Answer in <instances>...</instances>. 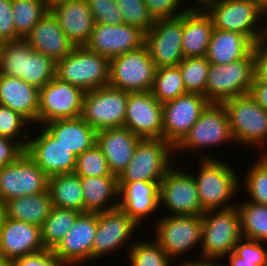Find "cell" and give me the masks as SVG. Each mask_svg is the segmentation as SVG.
<instances>
[{
  "label": "cell",
  "mask_w": 267,
  "mask_h": 266,
  "mask_svg": "<svg viewBox=\"0 0 267 266\" xmlns=\"http://www.w3.org/2000/svg\"><path fill=\"white\" fill-rule=\"evenodd\" d=\"M128 94L109 85L85 92L81 118L96 131L123 127Z\"/></svg>",
  "instance_id": "obj_10"
},
{
  "label": "cell",
  "mask_w": 267,
  "mask_h": 266,
  "mask_svg": "<svg viewBox=\"0 0 267 266\" xmlns=\"http://www.w3.org/2000/svg\"><path fill=\"white\" fill-rule=\"evenodd\" d=\"M254 47L255 44L245 35L214 29L205 57L211 64L224 65L246 58Z\"/></svg>",
  "instance_id": "obj_31"
},
{
  "label": "cell",
  "mask_w": 267,
  "mask_h": 266,
  "mask_svg": "<svg viewBox=\"0 0 267 266\" xmlns=\"http://www.w3.org/2000/svg\"><path fill=\"white\" fill-rule=\"evenodd\" d=\"M119 206L138 225L159 208V183L135 181L118 183Z\"/></svg>",
  "instance_id": "obj_27"
},
{
  "label": "cell",
  "mask_w": 267,
  "mask_h": 266,
  "mask_svg": "<svg viewBox=\"0 0 267 266\" xmlns=\"http://www.w3.org/2000/svg\"><path fill=\"white\" fill-rule=\"evenodd\" d=\"M151 241V242H150ZM150 241H136L128 246V258L131 266H171V258L154 238Z\"/></svg>",
  "instance_id": "obj_39"
},
{
  "label": "cell",
  "mask_w": 267,
  "mask_h": 266,
  "mask_svg": "<svg viewBox=\"0 0 267 266\" xmlns=\"http://www.w3.org/2000/svg\"><path fill=\"white\" fill-rule=\"evenodd\" d=\"M140 140L128 128H107L97 131L96 145L105 156L111 173L119 177L131 161Z\"/></svg>",
  "instance_id": "obj_25"
},
{
  "label": "cell",
  "mask_w": 267,
  "mask_h": 266,
  "mask_svg": "<svg viewBox=\"0 0 267 266\" xmlns=\"http://www.w3.org/2000/svg\"><path fill=\"white\" fill-rule=\"evenodd\" d=\"M209 103L204 95L197 93H186L163 103L162 138L175 148Z\"/></svg>",
  "instance_id": "obj_16"
},
{
  "label": "cell",
  "mask_w": 267,
  "mask_h": 266,
  "mask_svg": "<svg viewBox=\"0 0 267 266\" xmlns=\"http://www.w3.org/2000/svg\"><path fill=\"white\" fill-rule=\"evenodd\" d=\"M123 127L141 139L162 138V104L151 91L128 94Z\"/></svg>",
  "instance_id": "obj_19"
},
{
  "label": "cell",
  "mask_w": 267,
  "mask_h": 266,
  "mask_svg": "<svg viewBox=\"0 0 267 266\" xmlns=\"http://www.w3.org/2000/svg\"><path fill=\"white\" fill-rule=\"evenodd\" d=\"M55 77L84 92L93 91L109 84L110 59L90 51L86 46L74 47L56 63Z\"/></svg>",
  "instance_id": "obj_3"
},
{
  "label": "cell",
  "mask_w": 267,
  "mask_h": 266,
  "mask_svg": "<svg viewBox=\"0 0 267 266\" xmlns=\"http://www.w3.org/2000/svg\"><path fill=\"white\" fill-rule=\"evenodd\" d=\"M24 39L32 50L44 54L55 63L67 56L75 47L50 10Z\"/></svg>",
  "instance_id": "obj_24"
},
{
  "label": "cell",
  "mask_w": 267,
  "mask_h": 266,
  "mask_svg": "<svg viewBox=\"0 0 267 266\" xmlns=\"http://www.w3.org/2000/svg\"><path fill=\"white\" fill-rule=\"evenodd\" d=\"M156 65L145 45L110 59L109 86L126 92L151 91Z\"/></svg>",
  "instance_id": "obj_9"
},
{
  "label": "cell",
  "mask_w": 267,
  "mask_h": 266,
  "mask_svg": "<svg viewBox=\"0 0 267 266\" xmlns=\"http://www.w3.org/2000/svg\"><path fill=\"white\" fill-rule=\"evenodd\" d=\"M81 212L53 207L41 226V238L45 249L53 250L74 225Z\"/></svg>",
  "instance_id": "obj_35"
},
{
  "label": "cell",
  "mask_w": 267,
  "mask_h": 266,
  "mask_svg": "<svg viewBox=\"0 0 267 266\" xmlns=\"http://www.w3.org/2000/svg\"><path fill=\"white\" fill-rule=\"evenodd\" d=\"M263 16L267 18V5L263 11L262 17ZM264 25L265 26L263 28L261 26L258 27L261 29L259 31V35L255 43L254 50H267V22L264 23Z\"/></svg>",
  "instance_id": "obj_53"
},
{
  "label": "cell",
  "mask_w": 267,
  "mask_h": 266,
  "mask_svg": "<svg viewBox=\"0 0 267 266\" xmlns=\"http://www.w3.org/2000/svg\"><path fill=\"white\" fill-rule=\"evenodd\" d=\"M246 172L243 187H245L249 200L257 204L267 205V160L260 155ZM251 199V200H250Z\"/></svg>",
  "instance_id": "obj_41"
},
{
  "label": "cell",
  "mask_w": 267,
  "mask_h": 266,
  "mask_svg": "<svg viewBox=\"0 0 267 266\" xmlns=\"http://www.w3.org/2000/svg\"><path fill=\"white\" fill-rule=\"evenodd\" d=\"M152 95L161 103L186 94L181 71L178 66L161 67L156 70Z\"/></svg>",
  "instance_id": "obj_38"
},
{
  "label": "cell",
  "mask_w": 267,
  "mask_h": 266,
  "mask_svg": "<svg viewBox=\"0 0 267 266\" xmlns=\"http://www.w3.org/2000/svg\"><path fill=\"white\" fill-rule=\"evenodd\" d=\"M227 259H229V263L226 264L227 266H258L247 262H239V257L234 252L230 253Z\"/></svg>",
  "instance_id": "obj_55"
},
{
  "label": "cell",
  "mask_w": 267,
  "mask_h": 266,
  "mask_svg": "<svg viewBox=\"0 0 267 266\" xmlns=\"http://www.w3.org/2000/svg\"><path fill=\"white\" fill-rule=\"evenodd\" d=\"M95 23L119 25L124 23L116 0H86Z\"/></svg>",
  "instance_id": "obj_46"
},
{
  "label": "cell",
  "mask_w": 267,
  "mask_h": 266,
  "mask_svg": "<svg viewBox=\"0 0 267 266\" xmlns=\"http://www.w3.org/2000/svg\"><path fill=\"white\" fill-rule=\"evenodd\" d=\"M199 6H202L207 0H195ZM199 2V3H198Z\"/></svg>",
  "instance_id": "obj_59"
},
{
  "label": "cell",
  "mask_w": 267,
  "mask_h": 266,
  "mask_svg": "<svg viewBox=\"0 0 267 266\" xmlns=\"http://www.w3.org/2000/svg\"><path fill=\"white\" fill-rule=\"evenodd\" d=\"M264 243L242 237L235 245L233 252L239 257V262L267 266V248L263 246Z\"/></svg>",
  "instance_id": "obj_45"
},
{
  "label": "cell",
  "mask_w": 267,
  "mask_h": 266,
  "mask_svg": "<svg viewBox=\"0 0 267 266\" xmlns=\"http://www.w3.org/2000/svg\"><path fill=\"white\" fill-rule=\"evenodd\" d=\"M43 250L40 226L5 218L0 230V251L9 262Z\"/></svg>",
  "instance_id": "obj_23"
},
{
  "label": "cell",
  "mask_w": 267,
  "mask_h": 266,
  "mask_svg": "<svg viewBox=\"0 0 267 266\" xmlns=\"http://www.w3.org/2000/svg\"><path fill=\"white\" fill-rule=\"evenodd\" d=\"M265 5H267V0H261Z\"/></svg>",
  "instance_id": "obj_61"
},
{
  "label": "cell",
  "mask_w": 267,
  "mask_h": 266,
  "mask_svg": "<svg viewBox=\"0 0 267 266\" xmlns=\"http://www.w3.org/2000/svg\"><path fill=\"white\" fill-rule=\"evenodd\" d=\"M97 227L98 213H81L52 251L68 266L93 262L92 247Z\"/></svg>",
  "instance_id": "obj_20"
},
{
  "label": "cell",
  "mask_w": 267,
  "mask_h": 266,
  "mask_svg": "<svg viewBox=\"0 0 267 266\" xmlns=\"http://www.w3.org/2000/svg\"><path fill=\"white\" fill-rule=\"evenodd\" d=\"M40 133L28 140L25 152L50 177L72 173L77 157L55 139L43 126Z\"/></svg>",
  "instance_id": "obj_22"
},
{
  "label": "cell",
  "mask_w": 267,
  "mask_h": 266,
  "mask_svg": "<svg viewBox=\"0 0 267 266\" xmlns=\"http://www.w3.org/2000/svg\"><path fill=\"white\" fill-rule=\"evenodd\" d=\"M48 192L53 207L85 213L82 183L75 172L50 176Z\"/></svg>",
  "instance_id": "obj_34"
},
{
  "label": "cell",
  "mask_w": 267,
  "mask_h": 266,
  "mask_svg": "<svg viewBox=\"0 0 267 266\" xmlns=\"http://www.w3.org/2000/svg\"><path fill=\"white\" fill-rule=\"evenodd\" d=\"M24 151L17 141L0 136V167L14 163Z\"/></svg>",
  "instance_id": "obj_50"
},
{
  "label": "cell",
  "mask_w": 267,
  "mask_h": 266,
  "mask_svg": "<svg viewBox=\"0 0 267 266\" xmlns=\"http://www.w3.org/2000/svg\"><path fill=\"white\" fill-rule=\"evenodd\" d=\"M144 2L154 20L178 17L191 8L180 7L184 0H144Z\"/></svg>",
  "instance_id": "obj_47"
},
{
  "label": "cell",
  "mask_w": 267,
  "mask_h": 266,
  "mask_svg": "<svg viewBox=\"0 0 267 266\" xmlns=\"http://www.w3.org/2000/svg\"><path fill=\"white\" fill-rule=\"evenodd\" d=\"M201 260H197L196 259L193 260H187L184 259V261H181V264H179L180 266H219V263L217 262V259H204V258H200Z\"/></svg>",
  "instance_id": "obj_54"
},
{
  "label": "cell",
  "mask_w": 267,
  "mask_h": 266,
  "mask_svg": "<svg viewBox=\"0 0 267 266\" xmlns=\"http://www.w3.org/2000/svg\"><path fill=\"white\" fill-rule=\"evenodd\" d=\"M138 224L120 207L98 213V227L92 247V260L100 259L116 249L126 247ZM121 246V247H120Z\"/></svg>",
  "instance_id": "obj_21"
},
{
  "label": "cell",
  "mask_w": 267,
  "mask_h": 266,
  "mask_svg": "<svg viewBox=\"0 0 267 266\" xmlns=\"http://www.w3.org/2000/svg\"><path fill=\"white\" fill-rule=\"evenodd\" d=\"M231 143L233 136L230 130L228 114L223 103H209L199 119L190 128L188 134L175 147V153L186 150L194 153L219 144Z\"/></svg>",
  "instance_id": "obj_11"
},
{
  "label": "cell",
  "mask_w": 267,
  "mask_h": 266,
  "mask_svg": "<svg viewBox=\"0 0 267 266\" xmlns=\"http://www.w3.org/2000/svg\"><path fill=\"white\" fill-rule=\"evenodd\" d=\"M174 153L175 148L163 138L141 139L131 161L118 177V183H160L165 173L174 165L171 155Z\"/></svg>",
  "instance_id": "obj_8"
},
{
  "label": "cell",
  "mask_w": 267,
  "mask_h": 266,
  "mask_svg": "<svg viewBox=\"0 0 267 266\" xmlns=\"http://www.w3.org/2000/svg\"><path fill=\"white\" fill-rule=\"evenodd\" d=\"M261 155L267 160V150L263 151V153H261Z\"/></svg>",
  "instance_id": "obj_60"
},
{
  "label": "cell",
  "mask_w": 267,
  "mask_h": 266,
  "mask_svg": "<svg viewBox=\"0 0 267 266\" xmlns=\"http://www.w3.org/2000/svg\"><path fill=\"white\" fill-rule=\"evenodd\" d=\"M74 172L79 177L116 176L111 173L107 160L97 145L77 156Z\"/></svg>",
  "instance_id": "obj_42"
},
{
  "label": "cell",
  "mask_w": 267,
  "mask_h": 266,
  "mask_svg": "<svg viewBox=\"0 0 267 266\" xmlns=\"http://www.w3.org/2000/svg\"><path fill=\"white\" fill-rule=\"evenodd\" d=\"M48 11L41 0H12L17 40L24 39Z\"/></svg>",
  "instance_id": "obj_37"
},
{
  "label": "cell",
  "mask_w": 267,
  "mask_h": 266,
  "mask_svg": "<svg viewBox=\"0 0 267 266\" xmlns=\"http://www.w3.org/2000/svg\"><path fill=\"white\" fill-rule=\"evenodd\" d=\"M241 217V232L244 238L267 242V205L247 199L237 203Z\"/></svg>",
  "instance_id": "obj_36"
},
{
  "label": "cell",
  "mask_w": 267,
  "mask_h": 266,
  "mask_svg": "<svg viewBox=\"0 0 267 266\" xmlns=\"http://www.w3.org/2000/svg\"><path fill=\"white\" fill-rule=\"evenodd\" d=\"M10 266H68L52 250L45 249L41 252L13 259Z\"/></svg>",
  "instance_id": "obj_48"
},
{
  "label": "cell",
  "mask_w": 267,
  "mask_h": 266,
  "mask_svg": "<svg viewBox=\"0 0 267 266\" xmlns=\"http://www.w3.org/2000/svg\"><path fill=\"white\" fill-rule=\"evenodd\" d=\"M219 266H227L226 264L224 265L223 263L221 264V263H219Z\"/></svg>",
  "instance_id": "obj_62"
},
{
  "label": "cell",
  "mask_w": 267,
  "mask_h": 266,
  "mask_svg": "<svg viewBox=\"0 0 267 266\" xmlns=\"http://www.w3.org/2000/svg\"><path fill=\"white\" fill-rule=\"evenodd\" d=\"M43 2V4L49 9L51 10L53 7H55L56 5L66 2L67 0H41Z\"/></svg>",
  "instance_id": "obj_57"
},
{
  "label": "cell",
  "mask_w": 267,
  "mask_h": 266,
  "mask_svg": "<svg viewBox=\"0 0 267 266\" xmlns=\"http://www.w3.org/2000/svg\"><path fill=\"white\" fill-rule=\"evenodd\" d=\"M180 169L173 165L159 183V207L164 205L171 215H202L193 174Z\"/></svg>",
  "instance_id": "obj_15"
},
{
  "label": "cell",
  "mask_w": 267,
  "mask_h": 266,
  "mask_svg": "<svg viewBox=\"0 0 267 266\" xmlns=\"http://www.w3.org/2000/svg\"><path fill=\"white\" fill-rule=\"evenodd\" d=\"M201 218V257L224 260L243 237L238 208L235 206L225 210H208L201 215Z\"/></svg>",
  "instance_id": "obj_4"
},
{
  "label": "cell",
  "mask_w": 267,
  "mask_h": 266,
  "mask_svg": "<svg viewBox=\"0 0 267 266\" xmlns=\"http://www.w3.org/2000/svg\"><path fill=\"white\" fill-rule=\"evenodd\" d=\"M30 123L19 113L14 112L8 107L0 105V136H4L17 141L24 149L28 143L27 133L22 139L21 133L25 132L26 127H31Z\"/></svg>",
  "instance_id": "obj_43"
},
{
  "label": "cell",
  "mask_w": 267,
  "mask_h": 266,
  "mask_svg": "<svg viewBox=\"0 0 267 266\" xmlns=\"http://www.w3.org/2000/svg\"><path fill=\"white\" fill-rule=\"evenodd\" d=\"M6 217L42 226L53 208L48 191L23 197H17L5 202Z\"/></svg>",
  "instance_id": "obj_33"
},
{
  "label": "cell",
  "mask_w": 267,
  "mask_h": 266,
  "mask_svg": "<svg viewBox=\"0 0 267 266\" xmlns=\"http://www.w3.org/2000/svg\"><path fill=\"white\" fill-rule=\"evenodd\" d=\"M210 62L205 56L184 58L178 67L187 93L205 96Z\"/></svg>",
  "instance_id": "obj_40"
},
{
  "label": "cell",
  "mask_w": 267,
  "mask_h": 266,
  "mask_svg": "<svg viewBox=\"0 0 267 266\" xmlns=\"http://www.w3.org/2000/svg\"><path fill=\"white\" fill-rule=\"evenodd\" d=\"M85 92L54 77L40 88L37 127L60 119L81 117Z\"/></svg>",
  "instance_id": "obj_13"
},
{
  "label": "cell",
  "mask_w": 267,
  "mask_h": 266,
  "mask_svg": "<svg viewBox=\"0 0 267 266\" xmlns=\"http://www.w3.org/2000/svg\"><path fill=\"white\" fill-rule=\"evenodd\" d=\"M201 156L199 172L193 174V178L202 209L225 210L235 207V202L233 204L230 201L242 186L236 170L229 165L230 163L220 161L213 156L204 153Z\"/></svg>",
  "instance_id": "obj_1"
},
{
  "label": "cell",
  "mask_w": 267,
  "mask_h": 266,
  "mask_svg": "<svg viewBox=\"0 0 267 266\" xmlns=\"http://www.w3.org/2000/svg\"><path fill=\"white\" fill-rule=\"evenodd\" d=\"M5 218H6L5 202L0 198V230L3 226Z\"/></svg>",
  "instance_id": "obj_56"
},
{
  "label": "cell",
  "mask_w": 267,
  "mask_h": 266,
  "mask_svg": "<svg viewBox=\"0 0 267 266\" xmlns=\"http://www.w3.org/2000/svg\"><path fill=\"white\" fill-rule=\"evenodd\" d=\"M0 266H10V262L5 258L4 254L0 251Z\"/></svg>",
  "instance_id": "obj_58"
},
{
  "label": "cell",
  "mask_w": 267,
  "mask_h": 266,
  "mask_svg": "<svg viewBox=\"0 0 267 266\" xmlns=\"http://www.w3.org/2000/svg\"><path fill=\"white\" fill-rule=\"evenodd\" d=\"M80 180L83 189L85 212L101 213L116 209L119 206L117 176H87L80 177ZM114 197L117 202H114ZM111 199L113 200L112 203Z\"/></svg>",
  "instance_id": "obj_32"
},
{
  "label": "cell",
  "mask_w": 267,
  "mask_h": 266,
  "mask_svg": "<svg viewBox=\"0 0 267 266\" xmlns=\"http://www.w3.org/2000/svg\"><path fill=\"white\" fill-rule=\"evenodd\" d=\"M155 223L154 227H152H156L155 239L172 260L177 256L179 257V255L181 257V255L191 252L192 250L190 249L194 247H201V215L169 214L164 218L160 217Z\"/></svg>",
  "instance_id": "obj_12"
},
{
  "label": "cell",
  "mask_w": 267,
  "mask_h": 266,
  "mask_svg": "<svg viewBox=\"0 0 267 266\" xmlns=\"http://www.w3.org/2000/svg\"><path fill=\"white\" fill-rule=\"evenodd\" d=\"M254 79V50L246 58L228 64L210 63L205 98L210 103H223L225 100L249 94Z\"/></svg>",
  "instance_id": "obj_5"
},
{
  "label": "cell",
  "mask_w": 267,
  "mask_h": 266,
  "mask_svg": "<svg viewBox=\"0 0 267 266\" xmlns=\"http://www.w3.org/2000/svg\"><path fill=\"white\" fill-rule=\"evenodd\" d=\"M39 93L36 86L0 72V105L19 113L34 125L37 123Z\"/></svg>",
  "instance_id": "obj_28"
},
{
  "label": "cell",
  "mask_w": 267,
  "mask_h": 266,
  "mask_svg": "<svg viewBox=\"0 0 267 266\" xmlns=\"http://www.w3.org/2000/svg\"><path fill=\"white\" fill-rule=\"evenodd\" d=\"M214 30L211 17L201 6L183 13L182 53L184 58L206 56Z\"/></svg>",
  "instance_id": "obj_29"
},
{
  "label": "cell",
  "mask_w": 267,
  "mask_h": 266,
  "mask_svg": "<svg viewBox=\"0 0 267 266\" xmlns=\"http://www.w3.org/2000/svg\"><path fill=\"white\" fill-rule=\"evenodd\" d=\"M49 176L24 153L14 162L0 167V198L10 199L48 191Z\"/></svg>",
  "instance_id": "obj_14"
},
{
  "label": "cell",
  "mask_w": 267,
  "mask_h": 266,
  "mask_svg": "<svg viewBox=\"0 0 267 266\" xmlns=\"http://www.w3.org/2000/svg\"><path fill=\"white\" fill-rule=\"evenodd\" d=\"M43 127L76 157L96 145L97 131L81 117L47 122Z\"/></svg>",
  "instance_id": "obj_30"
},
{
  "label": "cell",
  "mask_w": 267,
  "mask_h": 266,
  "mask_svg": "<svg viewBox=\"0 0 267 266\" xmlns=\"http://www.w3.org/2000/svg\"><path fill=\"white\" fill-rule=\"evenodd\" d=\"M56 63L32 50L25 39L0 43V72L42 88L55 77Z\"/></svg>",
  "instance_id": "obj_2"
},
{
  "label": "cell",
  "mask_w": 267,
  "mask_h": 266,
  "mask_svg": "<svg viewBox=\"0 0 267 266\" xmlns=\"http://www.w3.org/2000/svg\"><path fill=\"white\" fill-rule=\"evenodd\" d=\"M17 40L12 16V0H0V43Z\"/></svg>",
  "instance_id": "obj_49"
},
{
  "label": "cell",
  "mask_w": 267,
  "mask_h": 266,
  "mask_svg": "<svg viewBox=\"0 0 267 266\" xmlns=\"http://www.w3.org/2000/svg\"><path fill=\"white\" fill-rule=\"evenodd\" d=\"M183 14L174 18L158 19L145 33V46L156 68L178 66L182 53Z\"/></svg>",
  "instance_id": "obj_17"
},
{
  "label": "cell",
  "mask_w": 267,
  "mask_h": 266,
  "mask_svg": "<svg viewBox=\"0 0 267 266\" xmlns=\"http://www.w3.org/2000/svg\"><path fill=\"white\" fill-rule=\"evenodd\" d=\"M250 95L267 111V83L261 82L256 76L251 86Z\"/></svg>",
  "instance_id": "obj_52"
},
{
  "label": "cell",
  "mask_w": 267,
  "mask_h": 266,
  "mask_svg": "<svg viewBox=\"0 0 267 266\" xmlns=\"http://www.w3.org/2000/svg\"><path fill=\"white\" fill-rule=\"evenodd\" d=\"M145 45V32L125 23H95L91 38L86 47L109 59L137 50Z\"/></svg>",
  "instance_id": "obj_18"
},
{
  "label": "cell",
  "mask_w": 267,
  "mask_h": 266,
  "mask_svg": "<svg viewBox=\"0 0 267 266\" xmlns=\"http://www.w3.org/2000/svg\"><path fill=\"white\" fill-rule=\"evenodd\" d=\"M201 7L211 17L214 29L237 32L256 43L257 24L266 7L261 0H207Z\"/></svg>",
  "instance_id": "obj_6"
},
{
  "label": "cell",
  "mask_w": 267,
  "mask_h": 266,
  "mask_svg": "<svg viewBox=\"0 0 267 266\" xmlns=\"http://www.w3.org/2000/svg\"><path fill=\"white\" fill-rule=\"evenodd\" d=\"M50 11L75 47L88 44L95 22L86 0H67Z\"/></svg>",
  "instance_id": "obj_26"
},
{
  "label": "cell",
  "mask_w": 267,
  "mask_h": 266,
  "mask_svg": "<svg viewBox=\"0 0 267 266\" xmlns=\"http://www.w3.org/2000/svg\"><path fill=\"white\" fill-rule=\"evenodd\" d=\"M234 142L267 148V111L249 94L223 102ZM266 146V147H265Z\"/></svg>",
  "instance_id": "obj_7"
},
{
  "label": "cell",
  "mask_w": 267,
  "mask_h": 266,
  "mask_svg": "<svg viewBox=\"0 0 267 266\" xmlns=\"http://www.w3.org/2000/svg\"><path fill=\"white\" fill-rule=\"evenodd\" d=\"M123 15L124 23L138 27L147 33L154 24L144 0H116Z\"/></svg>",
  "instance_id": "obj_44"
},
{
  "label": "cell",
  "mask_w": 267,
  "mask_h": 266,
  "mask_svg": "<svg viewBox=\"0 0 267 266\" xmlns=\"http://www.w3.org/2000/svg\"><path fill=\"white\" fill-rule=\"evenodd\" d=\"M255 54V76L267 83V50H254Z\"/></svg>",
  "instance_id": "obj_51"
}]
</instances>
